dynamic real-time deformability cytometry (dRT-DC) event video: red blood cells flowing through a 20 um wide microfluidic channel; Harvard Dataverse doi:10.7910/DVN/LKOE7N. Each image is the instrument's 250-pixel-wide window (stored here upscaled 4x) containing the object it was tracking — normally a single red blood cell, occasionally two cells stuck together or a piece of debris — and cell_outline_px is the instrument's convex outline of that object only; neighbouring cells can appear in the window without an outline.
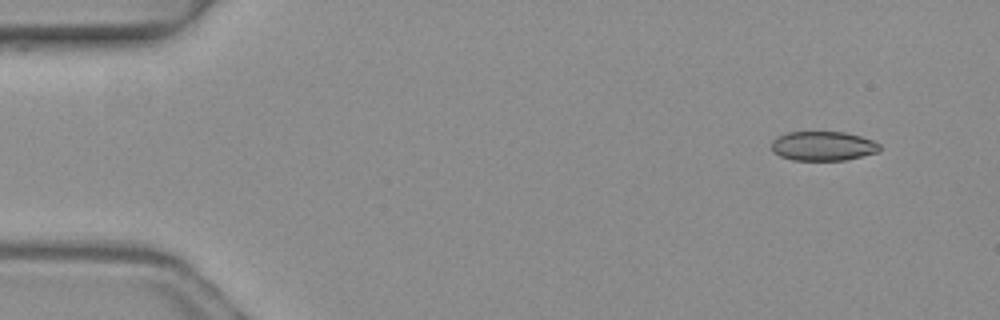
{"species": "common noctule bat (a hibernating species)", "species_latin": "Nyctalus noctula", "temperature_condition": "warm", "stored_images_in_passage": 5, "camera_frame_rate_fps": 3000, "um_per_image_px": 0.085, "animal": {"sex": "female", "body_mass_g": 19.3, "forearm_length_mm": 54.1}, "frame": {"image": 1, "passage_image": 1, "time_ms": 0.0, "image_size_px": [1000, 320], "cell_outline_px": [[880, 152], [844, 160], [792, 160], [780, 156], [772, 152], [772, 140], [776, 136], [788, 132], [844, 132], [860, 136], [872, 140], [880, 144]], "centroid_in_image_um": [69.94, 12.41], "position_along_channel_um": 15.1, "area_um2": 18.61}}
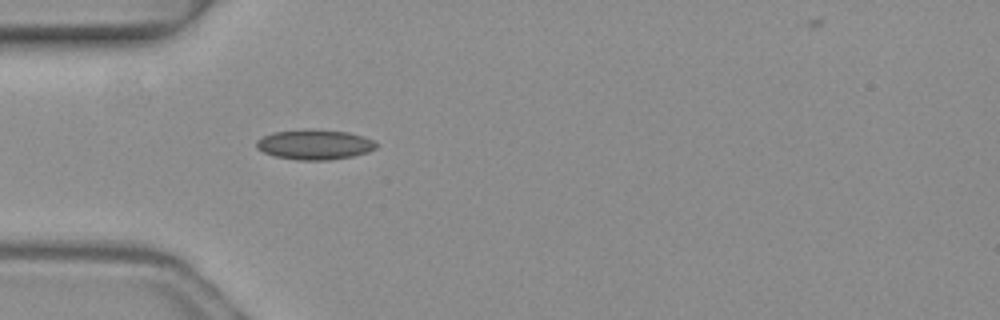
{"frame": {"image": 2, "passage_image": 4, "time_ms": 1.0, "image_size_px": [1000, 320], "cell_outline_px": [[376, 148], [368, 152], [352, 156], [328, 160], [296, 160], [276, 156], [264, 152], [256, 148], [256, 140], [272, 132], [304, 128], [312, 128], [348, 132], [364, 136], [372, 140], [376, 144]], "centroid_in_image_um": [26.72, 12.27], "position_along_channel_um": 58.3, "area_um2": 21.15}}